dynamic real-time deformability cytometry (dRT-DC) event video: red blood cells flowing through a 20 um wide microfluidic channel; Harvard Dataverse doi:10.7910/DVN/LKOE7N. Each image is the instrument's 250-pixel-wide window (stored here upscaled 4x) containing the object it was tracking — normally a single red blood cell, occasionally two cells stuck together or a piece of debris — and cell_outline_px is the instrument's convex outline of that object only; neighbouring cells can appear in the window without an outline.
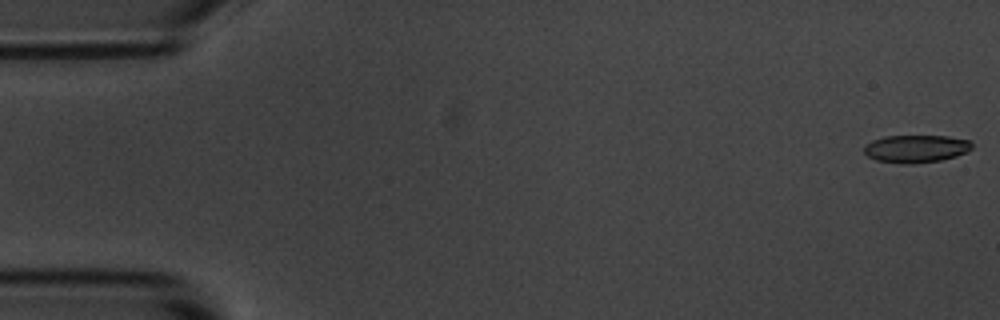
{"species": "common noctule bat (a hibernating species)", "species_latin": "Nyctalus noctula", "temperature_condition": "room temperature", "stored_images_in_passage": 5, "camera_frame_rate_fps": 3000, "um_per_image_px": 0.085, "animal": {"sex": "male", "body_mass_g": 20.1, "forearm_length_mm": 53.5}, "frame": {"image": 1, "passage_image": 1, "time_ms": 0.0, "image_size_px": [1000, 320], "cell_outline_px": [[972, 148], [968, 152], [956, 156], [940, 160], [912, 164], [904, 164], [876, 160], [868, 156], [864, 152], [864, 144], [872, 140], [884, 136], [948, 136], [972, 140]], "centroid_in_image_um": [77.87, 12.63], "position_along_channel_um": 7.1, "area_um2": 17.57}}